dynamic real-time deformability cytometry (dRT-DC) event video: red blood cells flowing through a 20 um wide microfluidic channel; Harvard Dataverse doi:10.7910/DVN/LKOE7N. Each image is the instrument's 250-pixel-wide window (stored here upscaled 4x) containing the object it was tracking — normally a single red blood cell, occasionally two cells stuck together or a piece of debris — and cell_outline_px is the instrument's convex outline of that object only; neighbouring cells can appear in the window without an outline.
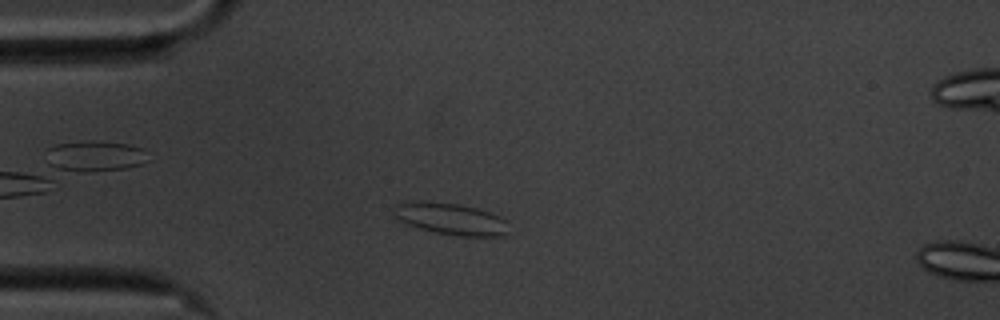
{"species": "common noctule bat (a hibernating species)", "species_latin": "Nyctalus noctula", "temperature_condition": "cold", "stored_images_in_passage": 12, "camera_frame_rate_fps": 3000, "um_per_image_px": 0.085, "animal": {"sex": "male", "body_mass_g": 20.1, "forearm_length_mm": 53.5}, "frame": {"image": 1, "passage_image": 9, "time_ms": 2.667, "image_size_px": [1000, 320], "cell_outline_px": [[508, 232], [504, 236], [460, 236], [436, 232], [420, 228], [408, 224], [400, 220], [396, 216], [396, 204], [420, 200], [456, 204], [476, 208], [500, 216], [504, 220]], "centroid_in_image_um": [38.34, 18.6], "position_along_channel_um": 46.7, "area_um2": 20.75}}